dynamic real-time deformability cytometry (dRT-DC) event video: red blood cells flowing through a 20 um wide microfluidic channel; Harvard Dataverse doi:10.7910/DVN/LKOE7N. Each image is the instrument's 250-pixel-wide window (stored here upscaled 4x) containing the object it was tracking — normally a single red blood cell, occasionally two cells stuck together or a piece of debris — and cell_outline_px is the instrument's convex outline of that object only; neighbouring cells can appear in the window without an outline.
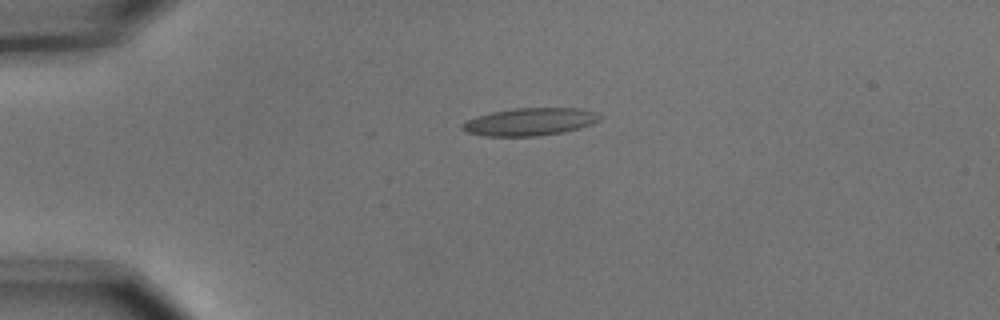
{"species": "common noctule bat (a hibernating species)", "species_latin": "Nyctalus noctula", "temperature_condition": "cold", "stored_images_in_passage": 5, "camera_frame_rate_fps": 3000, "um_per_image_px": 0.085, "animal": {"sex": "male", "body_mass_g": 15.6}, "frame": {"image": 1, "passage_image": 5, "time_ms": 1.333, "image_size_px": [1000, 320], "cell_outline_px": [[600, 120], [592, 124], [580, 128], [564, 132], [536, 136], [484, 136], [464, 132], [460, 128], [460, 124], [464, 120], [476, 116], [492, 112], [516, 108], [580, 108], [592, 112], [600, 116]], "centroid_in_image_um": [44.96, 10.36], "position_along_channel_um": 40.0, "area_um2": 22.25}}